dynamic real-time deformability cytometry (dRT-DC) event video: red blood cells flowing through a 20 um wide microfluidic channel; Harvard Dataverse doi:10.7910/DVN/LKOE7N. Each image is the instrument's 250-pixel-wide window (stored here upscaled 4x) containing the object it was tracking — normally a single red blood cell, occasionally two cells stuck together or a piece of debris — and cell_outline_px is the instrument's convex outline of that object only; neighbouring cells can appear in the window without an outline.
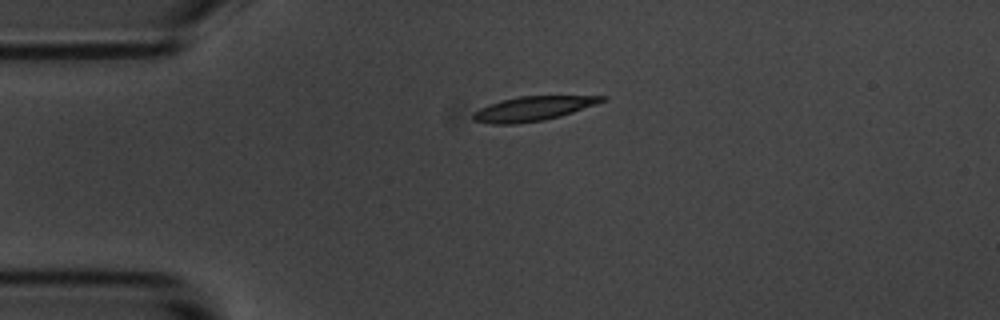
{"species": "common noctule bat (a hibernating species)", "species_latin": "Nyctalus noctula", "temperature_condition": "room temperature", "stored_images_in_passage": 1, "camera_frame_rate_fps": 3000, "um_per_image_px": 0.085, "animal": {"sex": "male", "body_mass_g": 20.1, "forearm_length_mm": 53.5}, "frame": {"image": 1, "passage_image": 1, "time_ms": 0.0, "image_size_px": [1000, 320], "cell_outline_px": [[608, 96], [604, 100], [596, 104], [560, 116], [544, 120], [516, 124], [492, 124], [472, 120], [472, 112], [488, 104], [500, 100], [520, 96]], "centroid_in_image_um": [45.23, 9.24], "position_along_channel_um": 39.8, "area_um2": 18.26}}